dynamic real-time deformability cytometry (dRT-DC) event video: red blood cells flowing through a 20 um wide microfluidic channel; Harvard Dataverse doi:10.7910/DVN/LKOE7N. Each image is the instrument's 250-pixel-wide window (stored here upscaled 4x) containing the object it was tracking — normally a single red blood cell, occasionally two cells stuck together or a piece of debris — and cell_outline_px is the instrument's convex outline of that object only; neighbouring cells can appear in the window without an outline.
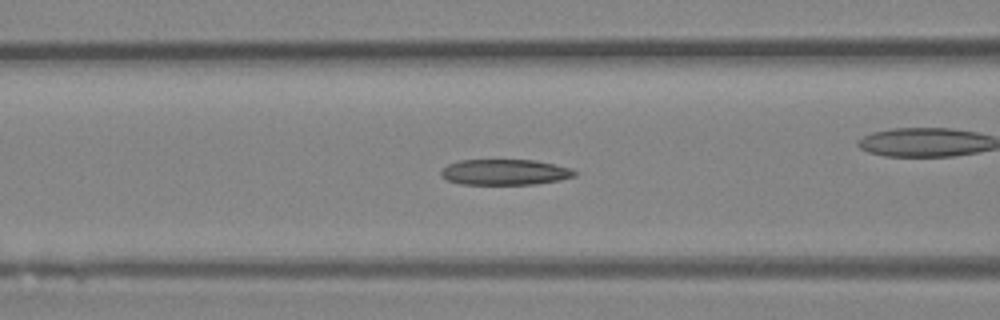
{"species": "Egyptian fruit bat (a non-hibernating species)", "species_latin": "Rousettus aegyptiacus", "temperature_condition": "room temperature", "stored_images_in_passage": 42, "camera_frame_rate_fps": 3000, "um_per_image_px": 0.085, "animal": {"sex": "female"}, "frame": {"image": 1, "passage_image": 19, "time_ms": 6.0, "image_size_px": [1000, 320], "cell_outline_px": [[580, 172], [576, 176], [560, 180], [536, 184], [460, 184], [448, 180], [440, 176], [440, 172], [448, 164], [460, 160], [536, 160], [556, 164], [572, 168]], "centroid_in_image_um": [42.98, 14.63], "position_along_channel_um": 123.6, "area_um2": 20.23}, "authors_computed_cell_mechanics": {"area_um2": 20.8369, "velocity_mm_per_s": 4.2303, "shape_relaxation_time_tau1_ms": null, "shape_relaxation_time_tau2_ms": 6.8745, "deformation_change_tau1": null, "deformation_change_tau2": 0.1778}}